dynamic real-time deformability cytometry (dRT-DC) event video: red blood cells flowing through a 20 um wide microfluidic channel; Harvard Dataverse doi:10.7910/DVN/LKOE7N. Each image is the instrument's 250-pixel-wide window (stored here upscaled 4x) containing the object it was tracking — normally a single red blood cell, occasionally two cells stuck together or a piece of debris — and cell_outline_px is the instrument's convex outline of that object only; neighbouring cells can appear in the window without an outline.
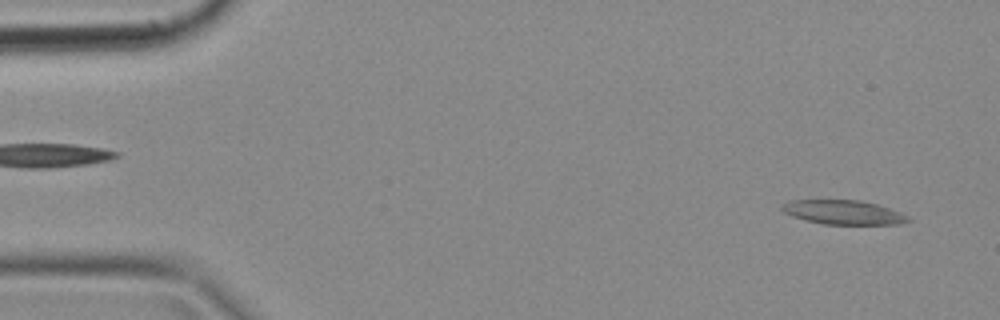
{"species": "common noctule bat (a hibernating species)", "species_latin": "Nyctalus noctula", "temperature_condition": "cold", "stored_images_in_passage": 48, "camera_frame_rate_fps": 3000, "um_per_image_px": 0.085, "animal": {"sex": "female", "body_mass_g": 18.4}, "frame": {"image": 1, "passage_image": 2, "time_ms": 0.333, "image_size_px": [1000, 320], "cell_outline_px": [[912, 220], [900, 224], [824, 224], [804, 220], [792, 216], [784, 212], [780, 208], [780, 204], [792, 200], [860, 200], [876, 204], [900, 212], [908, 216]], "centroid_in_image_um": [71.66, 18.04], "position_along_channel_um": 13.3, "area_um2": 17.8}}
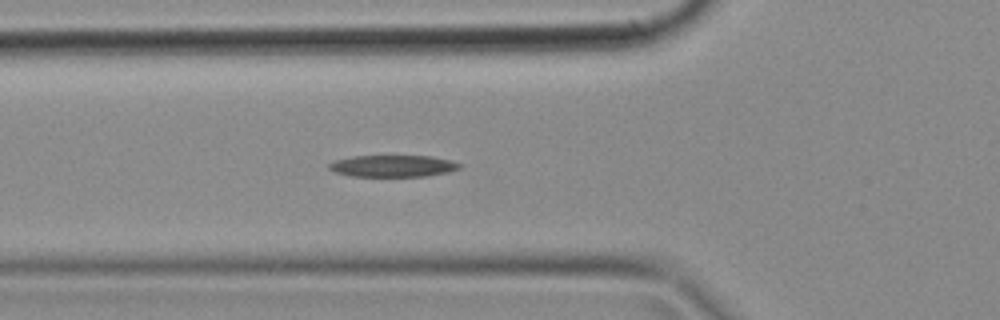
{"frame": {"image": 2, "passage_image": 16, "time_ms": 5.0, "image_size_px": [1000, 320], "cell_outline_px": [[460, 168], [448, 172], [428, 176], [348, 176], [336, 172], [328, 168], [328, 164], [336, 160], [352, 156], [432, 156], [448, 160], [460, 164]], "centroid_in_image_um": [33.37, 14.11], "position_along_channel_um": 92.4, "area_um2": 16.42}}
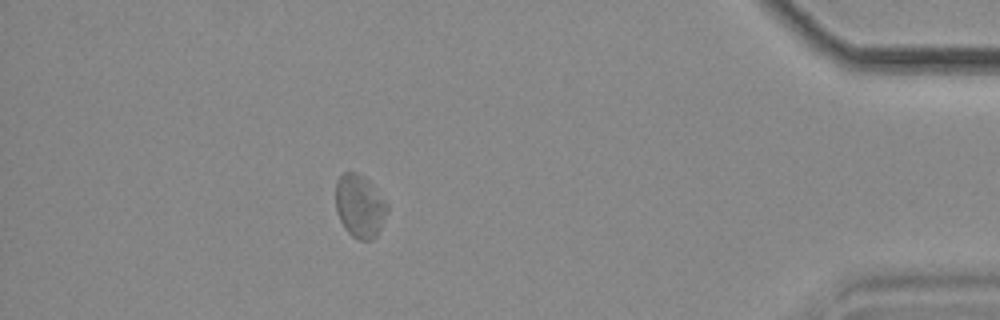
{"frame": {"image": 3, "passage_image": 43, "time_ms": 14.0, "image_size_px": [1000, 320], "cell_outline_px": [[388, 208], [380, 228], [376, 236], [372, 240], [360, 240], [352, 236], [344, 228], [336, 212], [336, 180], [344, 172], [356, 172], [364, 176], [372, 184], [388, 204]], "centroid_in_image_um": [30.56, 17.51], "position_along_channel_um": 404.6, "area_um2": 18.9}}